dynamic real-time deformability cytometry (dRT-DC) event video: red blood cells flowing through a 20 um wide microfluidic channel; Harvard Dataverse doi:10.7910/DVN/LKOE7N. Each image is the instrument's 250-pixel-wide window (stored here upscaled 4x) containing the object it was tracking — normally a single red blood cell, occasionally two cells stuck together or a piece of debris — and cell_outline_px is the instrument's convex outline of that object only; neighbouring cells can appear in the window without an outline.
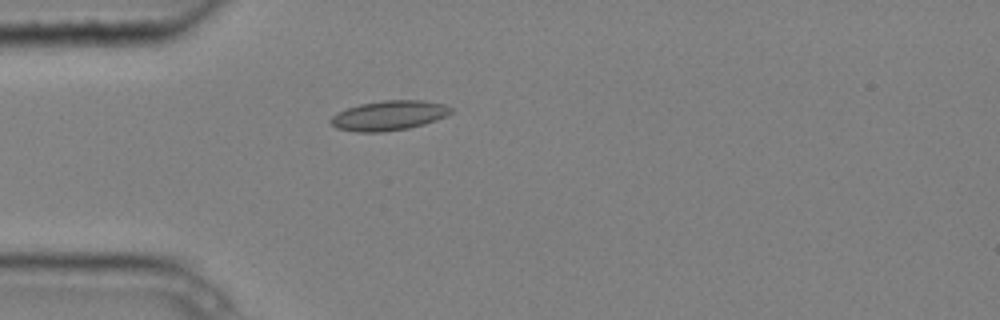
{"species": "common noctule bat (a hibernating species)", "species_latin": "Nyctalus noctula", "temperature_condition": "cold", "stored_images_in_passage": 1, "camera_frame_rate_fps": 3000, "um_per_image_px": 0.085, "animal": {"sex": "male", "body_mass_g": 20.4}, "frame": {"image": 1, "passage_image": 1, "time_ms": 0.0, "image_size_px": [1000, 320], "cell_outline_px": [[456, 108], [448, 116], [424, 124], [408, 128], [380, 132], [356, 132], [336, 128], [328, 120], [336, 112], [360, 104], [384, 100], [424, 100], [444, 104]], "centroid_in_image_um": [33.09, 9.81], "position_along_channel_um": 51.9, "area_um2": 21.04}}